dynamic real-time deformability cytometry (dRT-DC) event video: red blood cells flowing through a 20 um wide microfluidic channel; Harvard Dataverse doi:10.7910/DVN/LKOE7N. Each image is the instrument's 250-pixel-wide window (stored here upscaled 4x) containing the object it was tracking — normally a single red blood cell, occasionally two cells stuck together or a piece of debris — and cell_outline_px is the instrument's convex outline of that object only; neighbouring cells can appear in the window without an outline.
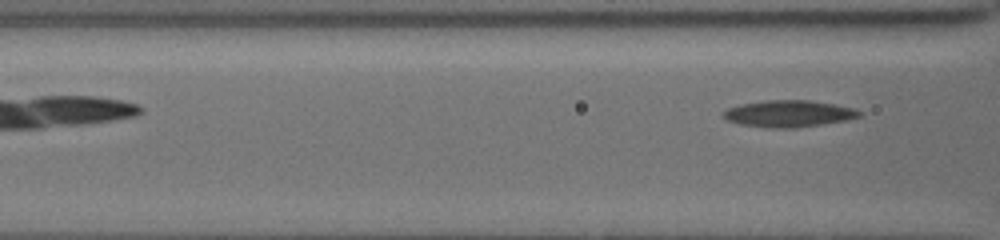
{"species": "common noctule bat (a hibernating species)", "species_latin": "Nyctalus noctula", "temperature_condition": "cold", "stored_images_in_passage": 10, "camera_frame_rate_fps": 3000, "um_per_image_px": 0.085, "animal": {"sex": "female", "body_mass_g": 19.5, "forearm_length_mm": 54.1}, "frame": {"image": 1, "passage_image": 10, "time_ms": 4.667, "image_size_px": [1000, 240], "cell_outline_px": [[864, 112], [860, 116], [848, 120], [796, 128], [776, 128], [740, 124], [724, 120], [720, 112], [728, 108], [740, 104], [764, 100], [808, 100], [856, 108]], "centroid_in_image_um": [67.03, 9.66], "position_along_channel_um": 99.6, "area_um2": 21.39}}